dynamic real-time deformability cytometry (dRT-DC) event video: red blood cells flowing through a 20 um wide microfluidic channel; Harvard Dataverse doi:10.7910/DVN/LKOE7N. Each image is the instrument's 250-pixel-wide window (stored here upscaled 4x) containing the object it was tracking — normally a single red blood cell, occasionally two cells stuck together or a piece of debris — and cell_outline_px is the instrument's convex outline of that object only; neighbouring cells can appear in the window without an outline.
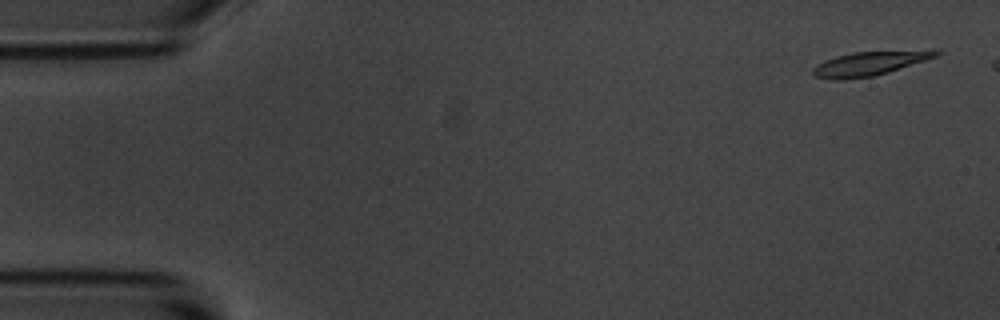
{"species": "common noctule bat (a hibernating species)", "species_latin": "Nyctalus noctula", "temperature_condition": "room temperature", "stored_images_in_passage": 5, "camera_frame_rate_fps": 3000, "um_per_image_px": 0.085, "animal": {"sex": "male", "body_mass_g": 20.1, "forearm_length_mm": 53.5}, "frame": {"image": 1, "passage_image": 1, "time_ms": 0.0, "image_size_px": [1000, 320], "cell_outline_px": [[940, 52], [936, 56], [888, 72], [872, 76], [844, 80], [832, 80], [816, 76], [812, 72], [812, 68], [836, 56], [852, 52], [932, 48], [936, 48]], "centroid_in_image_um": [73.99, 5.36], "position_along_channel_um": 11.0, "area_um2": 17.46}}